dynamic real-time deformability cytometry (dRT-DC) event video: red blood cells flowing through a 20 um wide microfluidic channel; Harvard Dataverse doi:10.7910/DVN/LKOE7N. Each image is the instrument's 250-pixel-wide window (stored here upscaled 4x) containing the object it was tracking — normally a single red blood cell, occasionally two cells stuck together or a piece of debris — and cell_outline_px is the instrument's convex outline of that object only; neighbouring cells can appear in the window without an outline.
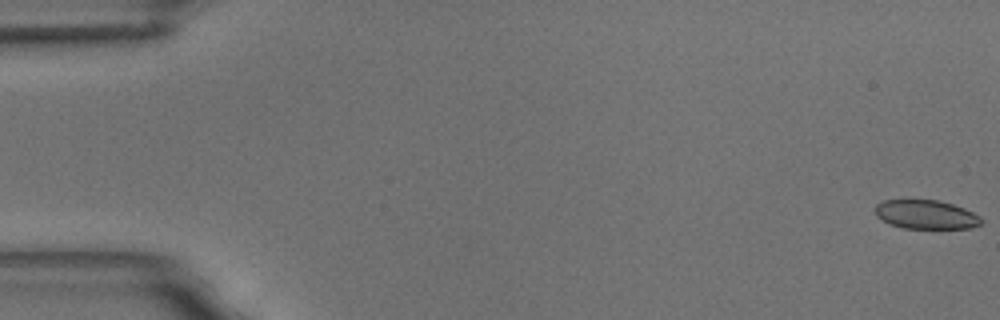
{"species": "common noctule bat (a hibernating species)", "species_latin": "Nyctalus noctula", "temperature_condition": "room temperature", "stored_images_in_passage": 5, "camera_frame_rate_fps": 3000, "um_per_image_px": 0.085, "animal": {"sex": "male", "body_mass_g": 18.8}, "frame": {"image": 1, "passage_image": 1, "time_ms": 0.0, "image_size_px": [1000, 320], "cell_outline_px": [[984, 220], [980, 224], [972, 228], [904, 228], [892, 224], [876, 216], [876, 204], [884, 200], [936, 200], [952, 204], [964, 208], [980, 216]], "centroid_in_image_um": [78.74, 18.23], "position_along_channel_um": 6.3, "area_um2": 17.69}}
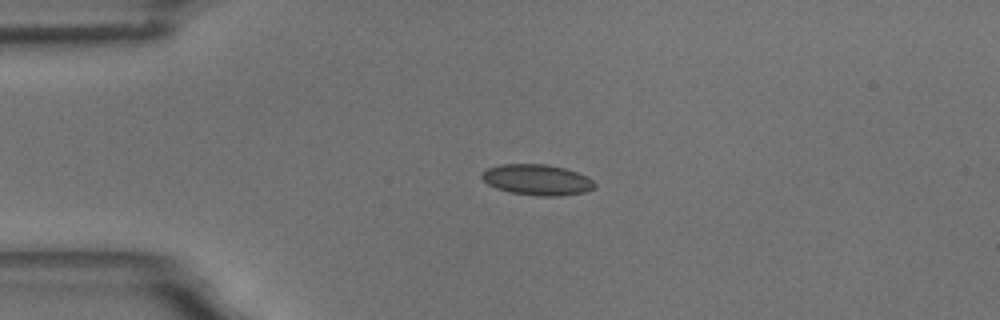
{"frame": {"image": 2, "passage_image": 4, "time_ms": 4.333, "image_size_px": [1000, 320], "cell_outline_px": [[596, 184], [592, 188], [584, 192], [560, 196], [540, 196], [512, 192], [496, 188], [488, 184], [480, 176], [488, 168], [500, 164], [548, 164], [564, 168], [588, 176]], "centroid_in_image_um": [45.66, 15.27], "position_along_channel_um": 39.3, "area_um2": 20.06}}